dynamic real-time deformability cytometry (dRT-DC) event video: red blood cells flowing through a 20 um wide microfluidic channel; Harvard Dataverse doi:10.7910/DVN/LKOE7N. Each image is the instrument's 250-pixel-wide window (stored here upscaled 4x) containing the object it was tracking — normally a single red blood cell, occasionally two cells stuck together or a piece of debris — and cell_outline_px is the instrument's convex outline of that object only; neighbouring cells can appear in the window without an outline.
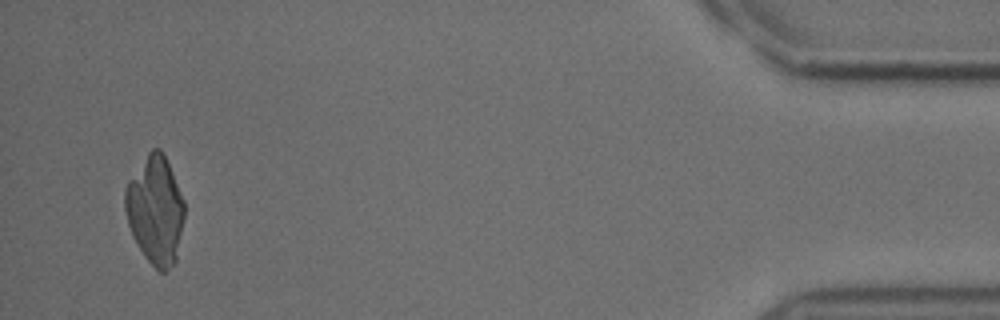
{"species": "common noctule bat (a hibernating species)", "species_latin": "Nyctalus noctula", "temperature_condition": "cold", "stored_images_in_passage": 54, "camera_frame_rate_fps": 3000, "um_per_image_px": 0.085, "animal": {"sex": "male", "body_mass_g": 18.8}, "frame": {"image": 1, "passage_image": 52, "time_ms": 17.0, "image_size_px": [1000, 320], "cell_outline_px": [[184, 216], [176, 264], [164, 272], [160, 272], [144, 256], [128, 224], [124, 208], [124, 188], [128, 180], [148, 152], [152, 148], [160, 148], [172, 172], [184, 200]], "centroid_in_image_um": [13.2, 17.86], "position_along_channel_um": 422.0, "area_um2": 37.28}}